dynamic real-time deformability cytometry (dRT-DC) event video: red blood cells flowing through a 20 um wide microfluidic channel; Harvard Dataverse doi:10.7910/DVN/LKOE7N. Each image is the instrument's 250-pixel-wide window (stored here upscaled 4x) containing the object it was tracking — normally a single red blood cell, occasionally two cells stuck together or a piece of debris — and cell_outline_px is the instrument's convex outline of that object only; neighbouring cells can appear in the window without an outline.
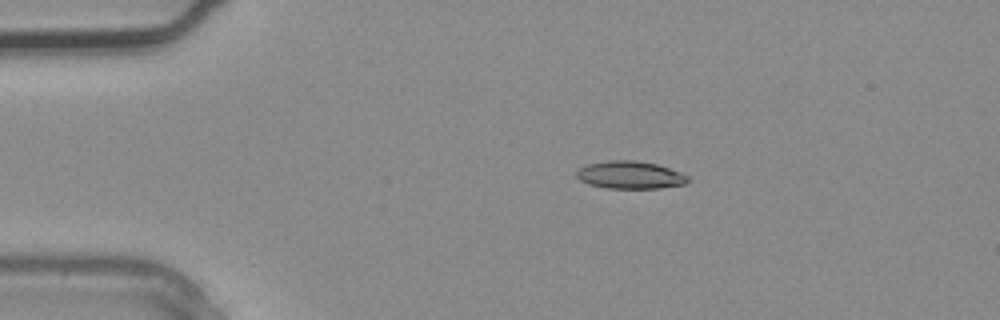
{"species": "common noctule bat (a hibernating species)", "species_latin": "Nyctalus noctula", "temperature_condition": "warm", "stored_images_in_passage": 4, "segment_of_instrument_passage": [1, 2], "camera_frame_rate_fps": 3000, "um_per_image_px": 0.085, "animal": {"sex": "male", "body_mass_g": 20.4}, "frame": {"image": 1, "passage_image": 2, "time_ms": 0.333, "image_size_px": [1000, 320], "cell_outline_px": [[688, 180], [684, 184], [660, 188], [608, 188], [588, 184], [580, 180], [576, 176], [576, 172], [580, 168], [588, 164], [608, 160], [636, 160], [656, 164], [680, 172], [688, 176]], "centroid_in_image_um": [53.54, 14.87], "position_along_channel_um": 31.5, "area_um2": 17.8}}